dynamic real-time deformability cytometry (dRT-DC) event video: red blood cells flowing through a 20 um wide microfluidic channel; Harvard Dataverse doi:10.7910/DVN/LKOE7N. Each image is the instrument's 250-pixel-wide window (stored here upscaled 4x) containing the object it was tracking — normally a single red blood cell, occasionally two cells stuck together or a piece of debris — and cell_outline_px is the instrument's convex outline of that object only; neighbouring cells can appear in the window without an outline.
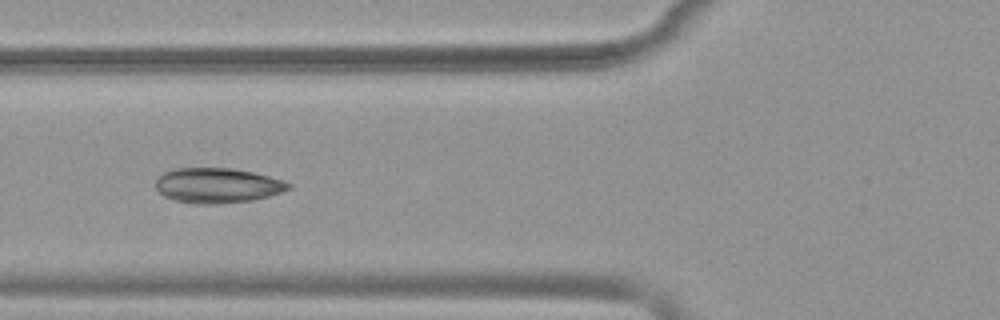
{"species": "common noctule bat (a hibernating species)", "species_latin": "Nyctalus noctula", "temperature_condition": "warm", "stored_images_in_passage": 26, "camera_frame_rate_fps": 3000, "um_per_image_px": 0.085, "animal": {"sex": "female", "body_mass_g": 19.9}, "frame": {"image": 1, "passage_image": 8, "time_ms": 2.333, "image_size_px": [1000, 320], "cell_outline_px": [[292, 188], [268, 196], [252, 200], [220, 204], [196, 204], [176, 200], [164, 196], [156, 188], [156, 180], [164, 172], [172, 168], [232, 168], [252, 172], [268, 176], [292, 184]], "centroid_in_image_um": [18.47, 15.76], "position_along_channel_um": 107.3, "area_um2": 26.99}}